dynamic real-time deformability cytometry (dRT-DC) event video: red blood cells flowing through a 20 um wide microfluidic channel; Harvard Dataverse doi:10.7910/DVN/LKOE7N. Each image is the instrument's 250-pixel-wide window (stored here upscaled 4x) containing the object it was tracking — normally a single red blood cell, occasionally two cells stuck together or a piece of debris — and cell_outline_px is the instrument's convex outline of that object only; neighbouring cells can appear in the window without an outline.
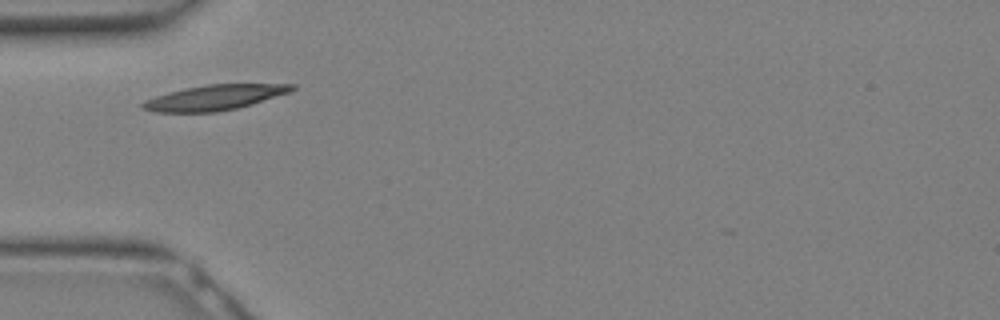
{"species": "Egyptian fruit bat (a non-hibernating species)", "species_latin": "Rousettus aegyptiacus", "temperature_condition": "warm", "stored_images_in_passage": 10, "camera_frame_rate_fps": 3000, "um_per_image_px": 0.085, "animal": {"sex": "female"}, "frame": {"image": 1, "passage_image": 1, "time_ms": 0.0, "image_size_px": [1000, 320], "cell_outline_px": [[296, 88], [292, 92], [252, 104], [236, 108], [216, 112], [152, 112], [140, 108], [140, 104], [144, 100], [168, 92], [184, 88], [204, 84], [296, 84]], "centroid_in_image_um": [18.23, 8.28], "position_along_channel_um": 66.8, "area_um2": 22.14}}
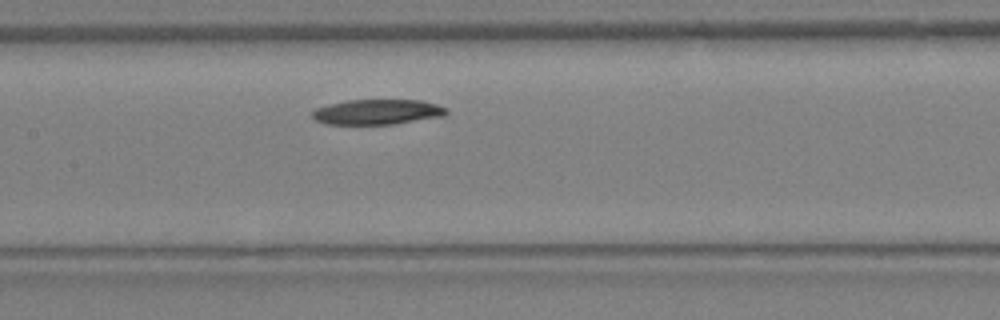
{"frame": {"image": 2, "passage_image": 6, "time_ms": 1.667, "image_size_px": [1000, 320], "cell_outline_px": [[448, 112], [444, 116], [392, 124], [324, 124], [316, 120], [312, 116], [312, 112], [316, 108], [328, 104], [348, 100], [420, 100], [436, 104], [448, 108]], "centroid_in_image_um": [32.07, 9.51], "position_along_channel_um": 175.3, "area_um2": 19.65}}
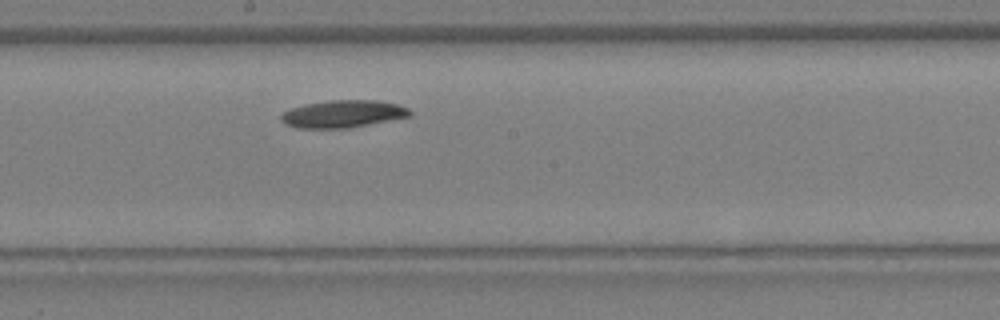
{"frame": {"image": 3, "passage_image": 8, "time_ms": 2.333, "image_size_px": [1000, 320], "cell_outline_px": [[412, 116], [344, 128], [296, 128], [284, 124], [280, 120], [280, 116], [284, 112], [292, 108], [304, 104], [328, 100], [376, 100], [396, 104], [408, 108], [412, 112]], "centroid_in_image_um": [29.12, 9.67], "position_along_channel_um": 219.1, "area_um2": 20.46}}